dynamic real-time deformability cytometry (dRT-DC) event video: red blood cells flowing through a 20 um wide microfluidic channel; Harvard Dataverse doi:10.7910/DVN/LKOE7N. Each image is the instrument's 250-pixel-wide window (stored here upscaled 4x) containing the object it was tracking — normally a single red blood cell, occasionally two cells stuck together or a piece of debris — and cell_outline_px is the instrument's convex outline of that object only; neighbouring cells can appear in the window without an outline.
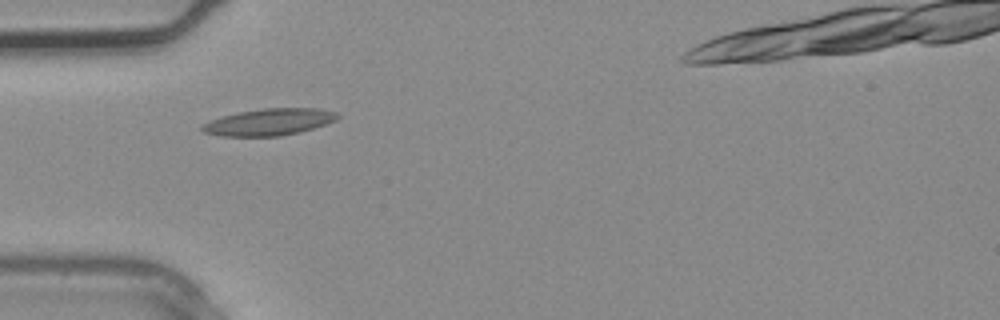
{"species": "common noctule bat (a hibernating species)", "species_latin": "Nyctalus noctula", "temperature_condition": "warm", "stored_images_in_passage": 2, "camera_frame_rate_fps": 3000, "um_per_image_px": 0.085, "animal": {"sex": "male", "body_mass_g": 20.4}, "frame": {"image": 1, "passage_image": 2, "time_ms": 0.333, "image_size_px": [1000, 320], "cell_outline_px": [[340, 116], [336, 120], [300, 132], [280, 136], [220, 136], [204, 132], [200, 128], [200, 124], [224, 116], [240, 112], [264, 108], [320, 108], [336, 112]], "centroid_in_image_um": [22.88, 10.37], "position_along_channel_um": 62.1, "area_um2": 20.98}}